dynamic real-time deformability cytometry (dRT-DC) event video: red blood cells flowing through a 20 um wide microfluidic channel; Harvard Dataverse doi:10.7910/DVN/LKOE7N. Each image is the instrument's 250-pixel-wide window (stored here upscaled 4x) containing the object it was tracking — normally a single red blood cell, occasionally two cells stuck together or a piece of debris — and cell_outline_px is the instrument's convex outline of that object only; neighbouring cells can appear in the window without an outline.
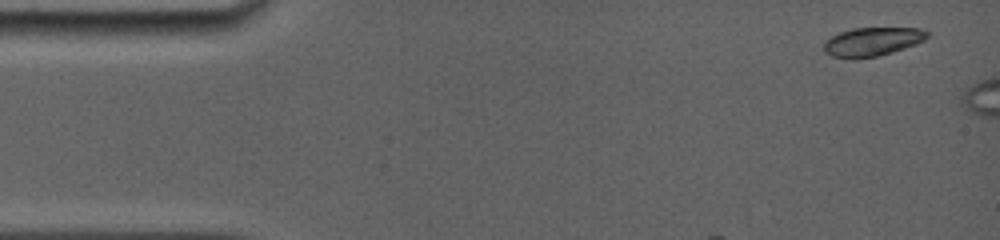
{"species": "common noctule bat (a hibernating species)", "species_latin": "Nyctalus noctula", "temperature_condition": "room temperature", "stored_images_in_passage": 4, "camera_frame_rate_fps": 5000, "um_per_image_px": 0.085, "animal": {"sex": "female", "body_mass_g": 19.0, "forearm_length_mm": 56.7}, "frame": {"image": 1, "passage_image": 1, "time_ms": 0.0, "image_size_px": [1000, 240], "cell_outline_px": [[928, 36], [924, 40], [916, 44], [892, 52], [876, 56], [852, 60], [832, 56], [824, 52], [824, 40], [840, 32], [852, 28], [920, 28], [928, 32]], "centroid_in_image_um": [74.1, 3.55], "position_along_channel_um": 10.9, "area_um2": 17.4}}